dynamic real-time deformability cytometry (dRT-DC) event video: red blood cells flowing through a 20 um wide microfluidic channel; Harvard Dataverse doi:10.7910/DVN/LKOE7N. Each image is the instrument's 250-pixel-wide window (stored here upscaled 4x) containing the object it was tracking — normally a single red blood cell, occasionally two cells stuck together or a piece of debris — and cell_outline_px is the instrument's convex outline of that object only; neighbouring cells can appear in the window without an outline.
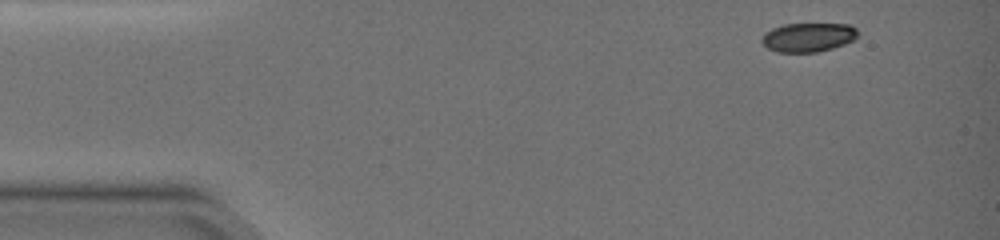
{"species": "common noctule bat (a hibernating species)", "species_latin": "Nyctalus noctula", "temperature_condition": "warm", "stored_images_in_passage": 27, "camera_frame_rate_fps": 3000, "um_per_image_px": 0.085, "animal": {"sex": "female", "body_mass_g": 19.0, "forearm_length_mm": 51.5}, "frame": {"image": 1, "passage_image": 1, "time_ms": 0.0, "image_size_px": [1000, 240], "cell_outline_px": [[860, 32], [852, 40], [844, 44], [832, 48], [816, 52], [776, 52], [768, 48], [760, 40], [764, 32], [772, 28], [784, 24], [848, 24], [856, 28]], "centroid_in_image_um": [68.67, 3.16], "position_along_channel_um": 16.3, "area_um2": 16.24}}
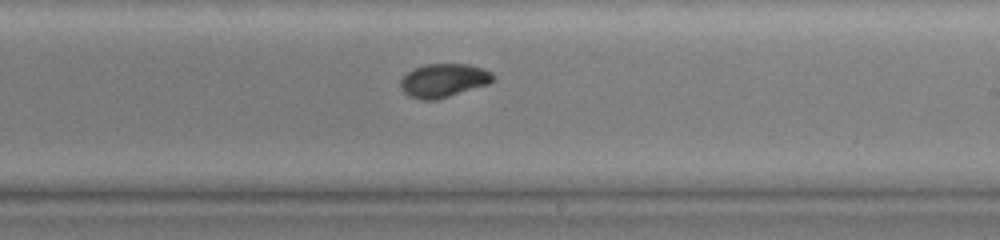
{"frame": {"image": 2, "passage_image": 18, "time_ms": 9.0, "image_size_px": [1000, 240], "cell_outline_px": [[496, 80], [488, 84], [436, 100], [420, 100], [408, 96], [400, 88], [400, 80], [412, 68], [424, 64], [468, 64], [484, 68], [492, 72], [496, 76]], "centroid_in_image_um": [37.72, 6.83], "position_along_channel_um": 251.3, "area_um2": 18.38}}
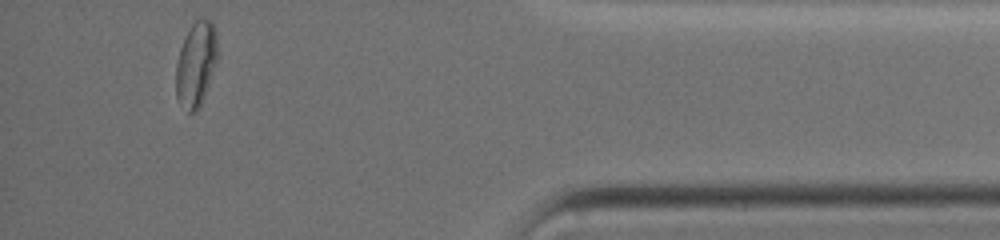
{"frame": {"image": 3, "passage_image": 27, "time_ms": 14.333, "image_size_px": [1000, 240], "cell_outline_px": [[216, 60], [204, 96], [196, 112], [188, 112], [176, 96], [176, 64], [180, 48], [192, 24], [200, 16], [212, 20], [216, 28]], "centroid_in_image_um": [16.65, 5.39], "position_along_channel_um": 418.5, "area_um2": 20.11}, "authors_computed_cell_mechanics": {"area_um2": 18.3804, "velocity_mm_per_s": 3.7374, "shape_relaxation_time_tau1_ms": 5.1823, "shape_relaxation_time_tau2_ms": 1.0135, "deformation_change_tau1": 0.166, "deformation_change_tau2": 0.0321}}